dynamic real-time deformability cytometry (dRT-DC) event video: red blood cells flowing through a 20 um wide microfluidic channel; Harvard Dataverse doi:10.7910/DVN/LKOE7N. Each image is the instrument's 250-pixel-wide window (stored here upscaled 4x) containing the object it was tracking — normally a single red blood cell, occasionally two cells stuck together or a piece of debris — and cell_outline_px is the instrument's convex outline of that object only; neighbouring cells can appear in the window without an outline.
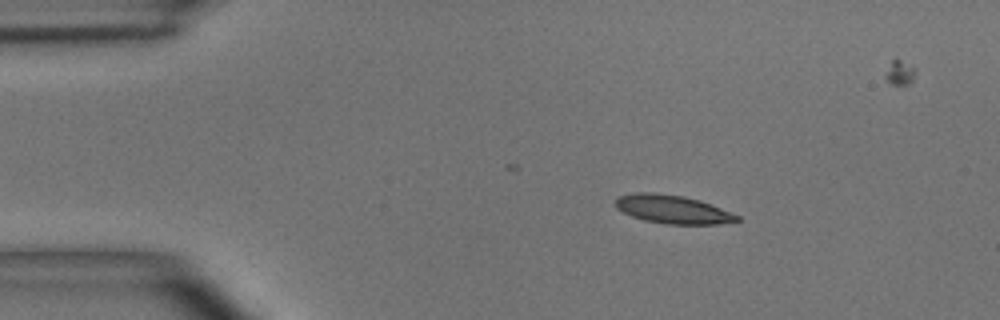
{"species": "common noctule bat (a hibernating species)", "species_latin": "Nyctalus noctula", "temperature_condition": "room temperature", "stored_images_in_passage": 8, "camera_frame_rate_fps": 3000, "um_per_image_px": 0.085, "animal": {"sex": "male", "body_mass_g": 15.6}, "frame": {"image": 1, "passage_image": 2, "time_ms": 1.0, "image_size_px": [1000, 320], "cell_outline_px": [[740, 220], [716, 224], [668, 224], [644, 220], [632, 216], [616, 208], [616, 200], [620, 196], [636, 192], [652, 192], [684, 196], [700, 200], [740, 216]], "centroid_in_image_um": [57.17, 17.79], "position_along_channel_um": 27.8, "area_um2": 19.88}}
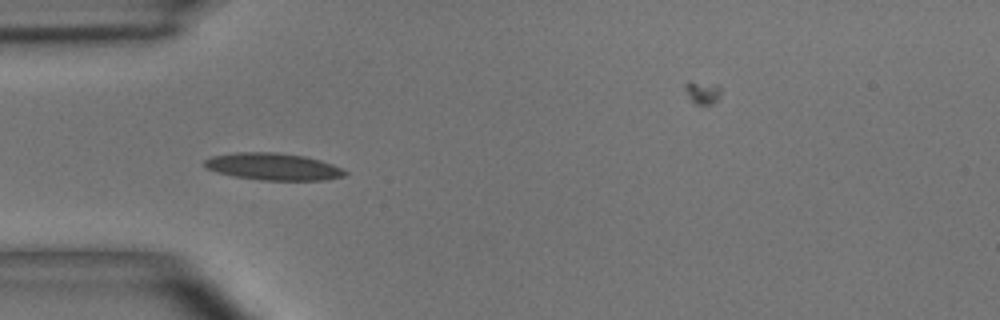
{"frame": {"image": 2, "passage_image": 4, "time_ms": 3.333, "image_size_px": [1000, 320], "cell_outline_px": [[348, 172], [344, 176], [328, 180], [260, 180], [236, 176], [216, 172], [208, 168], [204, 164], [204, 160], [212, 156], [236, 152], [276, 152], [304, 156], [320, 160], [332, 164]], "centroid_in_image_um": [23.23, 14.16], "position_along_channel_um": 61.8, "area_um2": 22.02}}
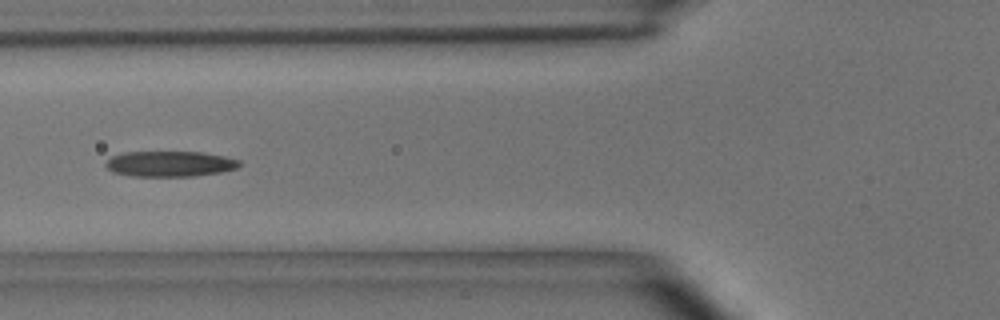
{"frame": {"image": 3, "passage_image": 5, "time_ms": 4.667, "image_size_px": [1000, 320], "cell_outline_px": [[240, 164], [236, 168], [220, 172], [196, 176], [132, 176], [112, 172], [104, 164], [112, 156], [124, 152], [200, 152], [224, 156], [240, 160]], "centroid_in_image_um": [14.43, 13.93], "position_along_channel_um": 111.4, "area_um2": 19.83}}